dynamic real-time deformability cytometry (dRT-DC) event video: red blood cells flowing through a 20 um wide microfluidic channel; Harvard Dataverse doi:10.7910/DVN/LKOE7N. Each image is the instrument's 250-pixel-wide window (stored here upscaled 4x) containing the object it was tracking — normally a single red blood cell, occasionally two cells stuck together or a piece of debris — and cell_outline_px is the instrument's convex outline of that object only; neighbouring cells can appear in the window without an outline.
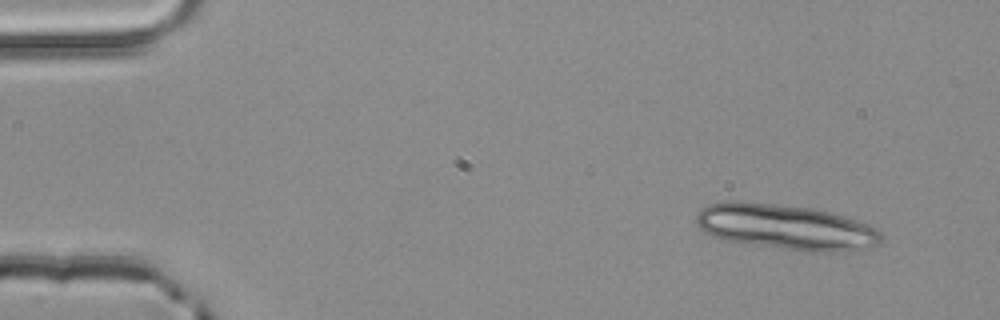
{"species": "common noctule bat (a hibernating species)", "species_latin": "Nyctalus noctula", "temperature_condition": "room temperature", "stored_images_in_passage": 3, "camera_frame_rate_fps": 3000, "um_per_image_px": 0.085, "animal": {"sex": "male", "body_mass_g": 20.4}, "frame": {"image": 1, "passage_image": 1, "time_ms": 0.0, "image_size_px": [1000, 320], "cell_outline_px": [[884, 240], [876, 244], [836, 252], [804, 252], [720, 240], [704, 232], [700, 228], [696, 220], [696, 216], [700, 208], [708, 204], [724, 200], [740, 200], [812, 208], [828, 212], [876, 228], [884, 236]], "centroid_in_image_um": [66.67, 19.29], "position_along_channel_um": 18.3, "area_um2": 49.01}}